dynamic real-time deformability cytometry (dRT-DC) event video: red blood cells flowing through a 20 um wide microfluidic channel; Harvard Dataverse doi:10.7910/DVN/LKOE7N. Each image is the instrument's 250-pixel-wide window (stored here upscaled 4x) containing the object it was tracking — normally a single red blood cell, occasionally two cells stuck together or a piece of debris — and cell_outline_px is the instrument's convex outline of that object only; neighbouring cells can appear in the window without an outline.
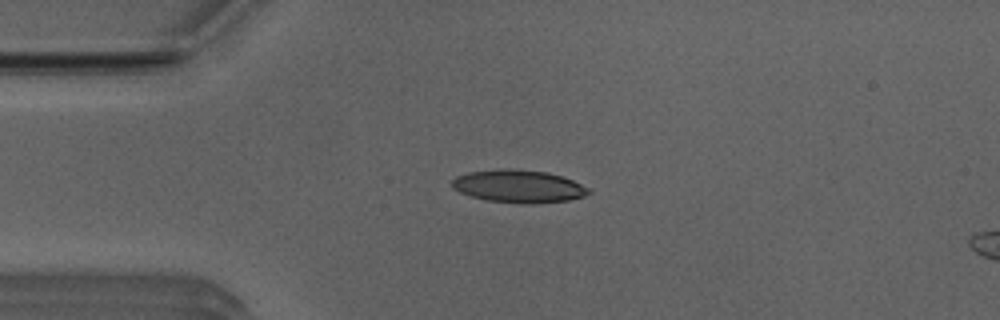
{"species": "Egyptian fruit bat (a non-hibernating species)", "species_latin": "Rousettus aegyptiacus", "temperature_condition": "room temperature", "stored_images_in_passage": 40, "camera_frame_rate_fps": 3000, "um_per_image_px": 0.085, "animal": {"sex": "male"}, "frame": {"image": 1, "passage_image": 1, "time_ms": 0.0, "image_size_px": [1000, 320], "cell_outline_px": [[592, 192], [584, 196], [568, 200], [532, 204], [524, 204], [488, 200], [472, 196], [460, 192], [452, 188], [452, 180], [456, 176], [468, 172], [500, 168], [512, 168], [548, 172], [572, 180], [588, 188]], "centroid_in_image_um": [44.06, 15.82], "position_along_channel_um": 40.9, "area_um2": 26.07}}
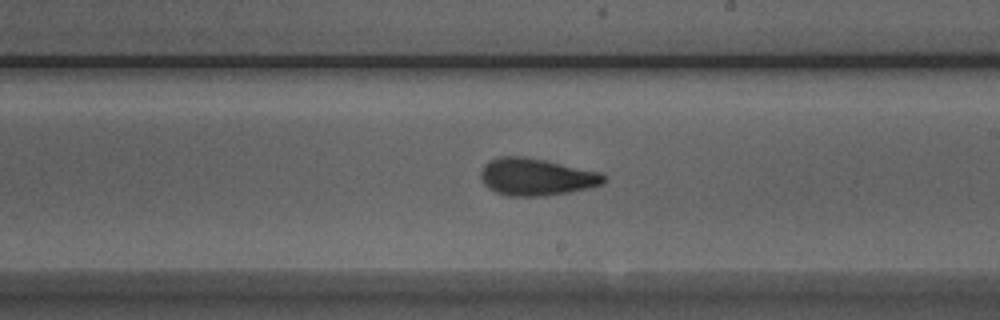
{"frame": {"image": 2, "passage_image": 18, "time_ms": 5.667, "image_size_px": [1000, 320], "cell_outline_px": [[604, 180], [600, 184], [588, 188], [568, 192], [544, 196], [508, 196], [496, 192], [488, 188], [484, 184], [480, 176], [480, 172], [484, 164], [500, 156], [520, 156], [544, 160], [600, 172], [604, 176]], "centroid_in_image_um": [45.53, 15.04], "position_along_channel_um": 243.5, "area_um2": 26.36}}
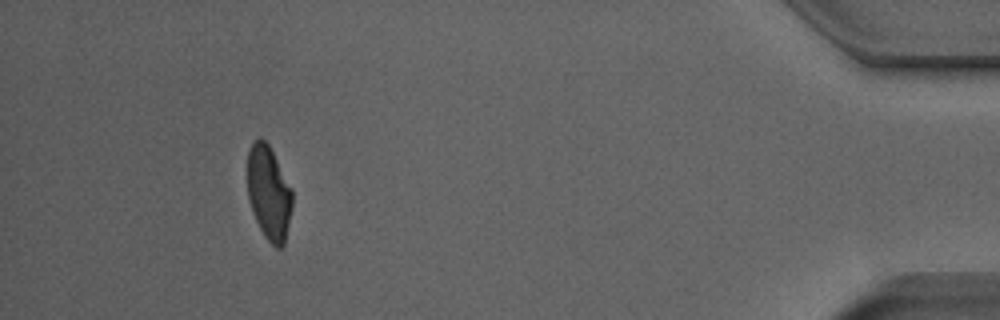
{"frame": {"image": 3, "passage_image": 36, "time_ms": 11.667, "image_size_px": [1000, 320], "cell_outline_px": [[292, 208], [284, 244], [280, 248], [276, 248], [264, 236], [252, 212], [248, 200], [248, 148], [260, 136], [268, 144], [292, 188]], "centroid_in_image_um": [22.85, 16.4], "position_along_channel_um": 412.4, "area_um2": 24.51}, "authors_computed_cell_mechanics": {"area_um2": 26.1834, "velocity_mm_per_s": 3.9614, "shape_relaxation_time_tau1_ms": 5.3784, "shape_relaxation_time_tau2_ms": 1.9618, "deformation_change_tau1": 0.1732, "deformation_change_tau2": 0.0972}}